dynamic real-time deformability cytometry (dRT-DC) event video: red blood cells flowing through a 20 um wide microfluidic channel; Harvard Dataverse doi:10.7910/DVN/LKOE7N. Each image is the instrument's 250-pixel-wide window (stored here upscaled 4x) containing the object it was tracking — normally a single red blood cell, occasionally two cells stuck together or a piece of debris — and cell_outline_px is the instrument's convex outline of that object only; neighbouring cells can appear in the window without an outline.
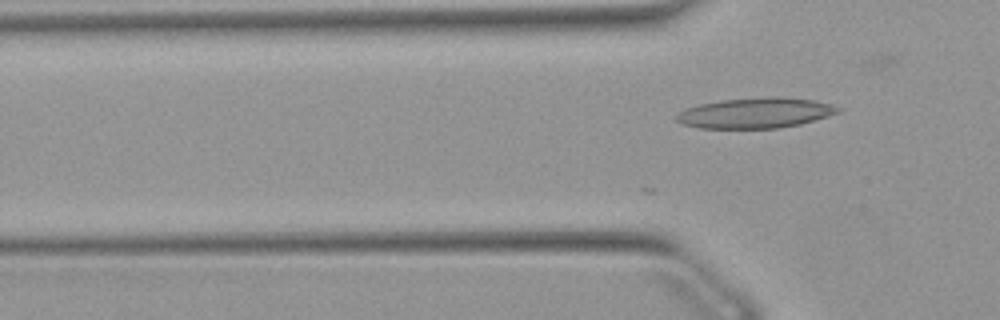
{"species": "Egyptian fruit bat (a non-hibernating species)", "species_latin": "Rousettus aegyptiacus", "temperature_condition": "warm", "stored_images_in_passage": 30, "camera_frame_rate_fps": 3000, "um_per_image_px": 0.085, "animal": {"sex": "female"}, "frame": {"image": 1, "passage_image": 14, "time_ms": 4.333, "image_size_px": [1000, 320], "cell_outline_px": [[840, 112], [800, 124], [780, 128], [700, 128], [680, 124], [676, 120], [676, 112], [684, 108], [700, 104], [720, 100], [776, 96], [812, 100], [832, 104], [840, 108]], "centroid_in_image_um": [64.16, 9.6], "position_along_channel_um": 61.6, "area_um2": 28.67}}
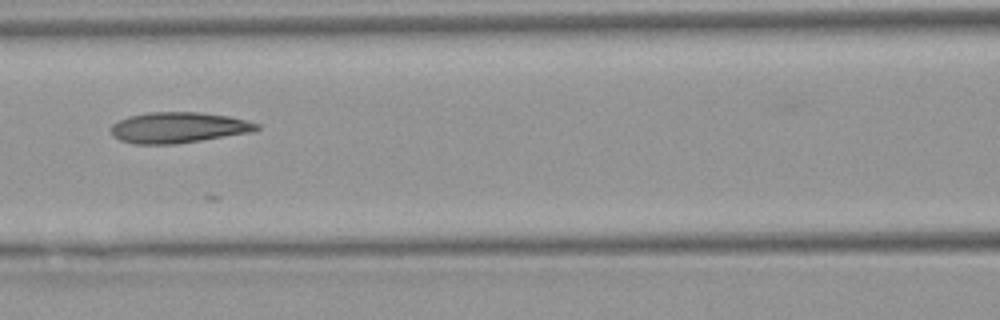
{"frame": {"image": 2, "passage_image": 21, "time_ms": 6.667, "image_size_px": [1000, 320], "cell_outline_px": [[260, 128], [252, 132], [176, 144], [132, 144], [120, 140], [112, 136], [112, 124], [128, 116], [148, 112], [200, 112], [228, 116], [260, 124]], "centroid_in_image_um": [15.15, 10.84], "position_along_channel_um": 151.5, "area_um2": 26.13}}
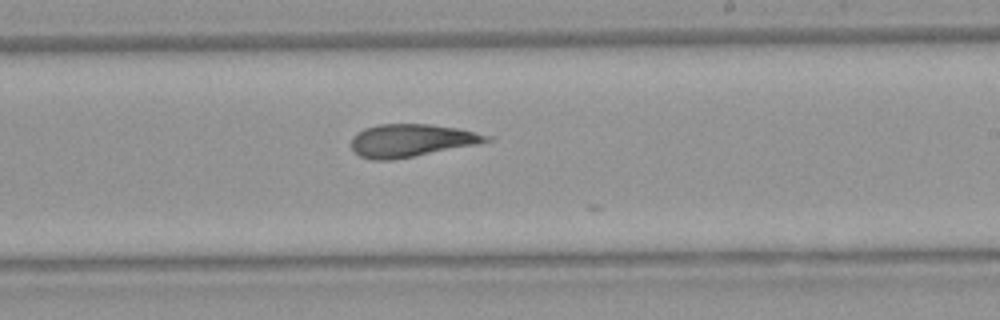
{"frame": {"image": 3, "passage_image": 29, "time_ms": 9.333, "image_size_px": [1000, 320], "cell_outline_px": [[496, 136], [492, 140], [476, 144], [392, 160], [372, 160], [360, 156], [352, 148], [352, 136], [356, 132], [364, 128], [380, 124], [428, 124], [460, 128]], "centroid_in_image_um": [34.99, 11.92], "position_along_channel_um": 254.0, "area_um2": 25.84}}